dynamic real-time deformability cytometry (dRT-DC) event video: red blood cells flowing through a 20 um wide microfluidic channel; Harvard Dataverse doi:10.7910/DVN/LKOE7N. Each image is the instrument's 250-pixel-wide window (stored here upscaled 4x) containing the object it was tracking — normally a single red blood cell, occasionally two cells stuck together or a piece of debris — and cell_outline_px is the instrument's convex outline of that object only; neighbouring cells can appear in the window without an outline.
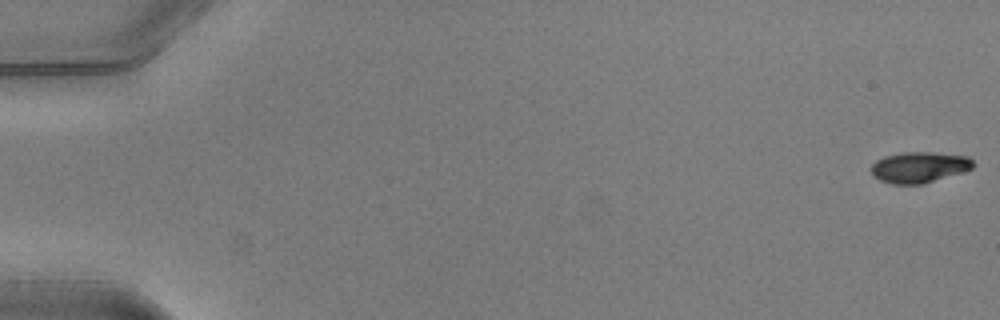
{"species": "common noctule bat (a hibernating species)", "species_latin": "Nyctalus noctula", "temperature_condition": "warm", "stored_images_in_passage": 18, "camera_frame_rate_fps": 3000, "um_per_image_px": 0.085, "animal": {"sex": "male", "body_mass_g": 20.5, "forearm_length_mm": 52.5}, "frame": {"image": 1, "passage_image": 1, "time_ms": 0.0, "image_size_px": [1000, 320], "cell_outline_px": [[972, 168], [924, 184], [892, 184], [880, 180], [872, 176], [872, 164], [876, 160], [884, 156], [904, 152], [928, 152], [968, 156], [972, 160]], "centroid_in_image_um": [78.08, 14.21], "position_along_channel_um": 6.9, "area_um2": 18.15}}
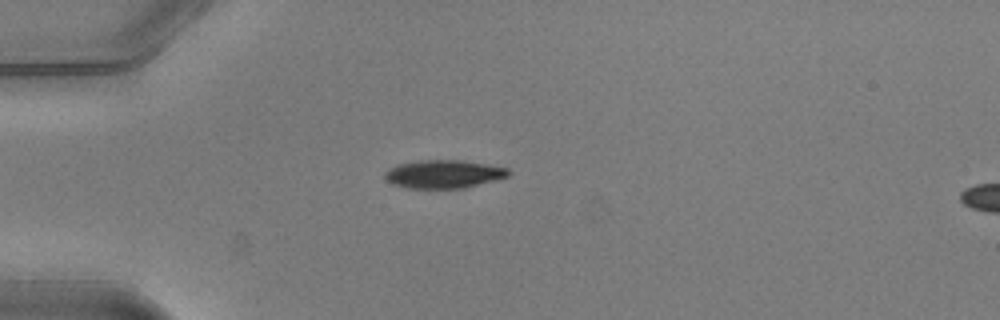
{"frame": {"image": 2, "passage_image": 15, "time_ms": 4.667, "image_size_px": [1000, 320], "cell_outline_px": [[512, 172], [508, 176], [496, 180], [464, 188], [408, 188], [392, 184], [384, 176], [384, 172], [396, 164], [420, 160], [460, 160], [508, 168]], "centroid_in_image_um": [37.7, 14.79], "position_along_channel_um": 47.3, "area_um2": 20.29}}